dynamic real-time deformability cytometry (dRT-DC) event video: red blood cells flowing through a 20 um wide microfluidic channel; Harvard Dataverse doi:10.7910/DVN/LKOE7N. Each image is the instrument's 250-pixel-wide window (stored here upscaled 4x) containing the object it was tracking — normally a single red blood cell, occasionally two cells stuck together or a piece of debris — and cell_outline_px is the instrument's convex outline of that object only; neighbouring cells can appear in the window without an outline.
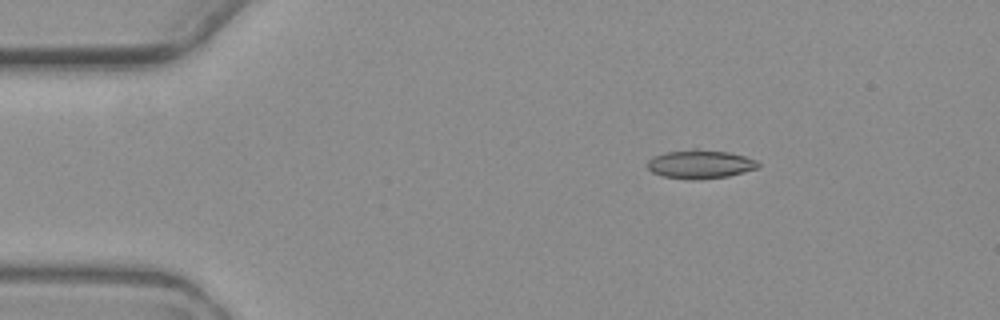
{"species": "common noctule bat (a hibernating species)", "species_latin": "Nyctalus noctula", "temperature_condition": "warm", "stored_images_in_passage": 4, "camera_frame_rate_fps": 3000, "um_per_image_px": 0.085, "animal": {"sex": "female", "body_mass_g": 19.3, "forearm_length_mm": 54.1}, "frame": {"image": 1, "passage_image": 1, "time_ms": 0.0, "image_size_px": [1000, 320], "cell_outline_px": [[760, 168], [728, 176], [696, 180], [692, 180], [664, 176], [652, 172], [648, 168], [648, 160], [652, 156], [668, 152], [692, 148], [696, 148], [728, 152], [744, 156], [756, 160], [760, 164]], "centroid_in_image_um": [59.53, 13.95], "position_along_channel_um": 25.5, "area_um2": 18.61}}
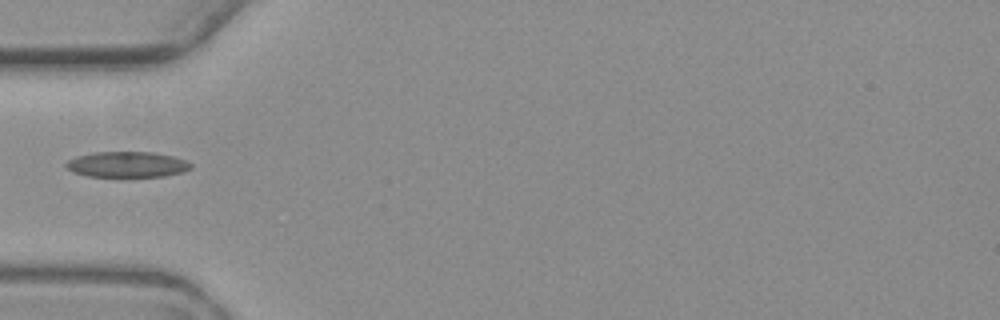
{"frame": {"image": 2, "passage_image": 4, "time_ms": 3.333, "image_size_px": [1000, 320], "cell_outline_px": [[192, 168], [180, 172], [164, 176], [88, 176], [72, 172], [64, 164], [68, 160], [76, 156], [92, 152], [152, 152], [172, 156], [184, 160], [192, 164]], "centroid_in_image_um": [10.76, 13.97], "position_along_channel_um": 74.2, "area_um2": 18.5}}